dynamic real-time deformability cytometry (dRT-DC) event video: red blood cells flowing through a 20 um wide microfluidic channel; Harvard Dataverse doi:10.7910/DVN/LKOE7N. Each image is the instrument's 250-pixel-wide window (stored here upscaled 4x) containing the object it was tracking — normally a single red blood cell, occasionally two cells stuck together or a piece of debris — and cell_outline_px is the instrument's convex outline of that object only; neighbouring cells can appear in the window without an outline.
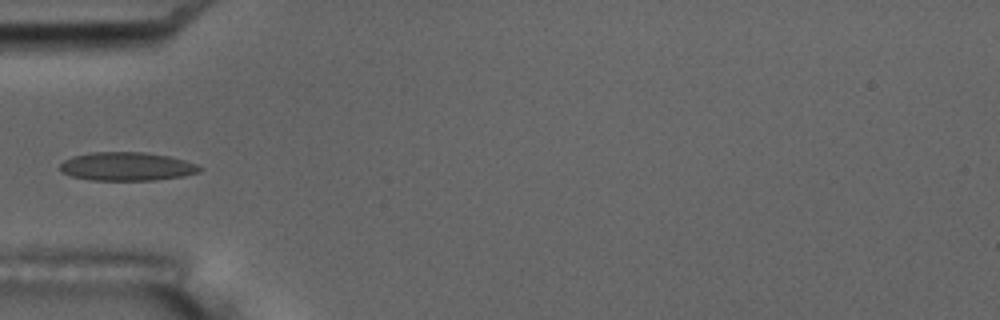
{"species": "common noctule bat (a hibernating species)", "species_latin": "Nyctalus noctula", "temperature_condition": "room temperature", "stored_images_in_passage": 14, "camera_frame_rate_fps": 3000, "um_per_image_px": 0.085, "animal": {"sex": "male", "body_mass_g": 17.5, "forearm_length_mm": 52.3}, "frame": {"image": 1, "passage_image": 3, "time_ms": 2.333, "image_size_px": [1000, 320], "cell_outline_px": [[204, 168], [200, 172], [184, 176], [156, 180], [92, 180], [72, 176], [60, 172], [60, 164], [64, 160], [72, 156], [92, 152], [144, 152], [168, 156], [184, 160], [196, 164]], "centroid_in_image_um": [10.79, 14.15], "position_along_channel_um": 74.2, "area_um2": 23.29}, "authors_computed_cell_mechanics": {"area_um2": 21.8195, "velocity_mm_per_s": 3.524, "shape_relaxation_time_tau1_ms": 5.2761, "shape_relaxation_time_tau2_ms": 1.5914, "deformation_change_tau1": 0.1184, "deformation_change_tau2": 0.0654}}